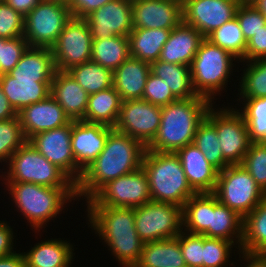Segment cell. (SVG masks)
<instances>
[{"instance_id":"20","label":"cell","mask_w":266,"mask_h":267,"mask_svg":"<svg viewBox=\"0 0 266 267\" xmlns=\"http://www.w3.org/2000/svg\"><path fill=\"white\" fill-rule=\"evenodd\" d=\"M112 127L72 120L71 148L76 165L84 171L102 152Z\"/></svg>"},{"instance_id":"17","label":"cell","mask_w":266,"mask_h":267,"mask_svg":"<svg viewBox=\"0 0 266 267\" xmlns=\"http://www.w3.org/2000/svg\"><path fill=\"white\" fill-rule=\"evenodd\" d=\"M92 39L129 36L133 30L132 0H112L85 17Z\"/></svg>"},{"instance_id":"32","label":"cell","mask_w":266,"mask_h":267,"mask_svg":"<svg viewBox=\"0 0 266 267\" xmlns=\"http://www.w3.org/2000/svg\"><path fill=\"white\" fill-rule=\"evenodd\" d=\"M150 69L166 82L177 99L199 96L193 86L190 66L157 60L150 64Z\"/></svg>"},{"instance_id":"6","label":"cell","mask_w":266,"mask_h":267,"mask_svg":"<svg viewBox=\"0 0 266 267\" xmlns=\"http://www.w3.org/2000/svg\"><path fill=\"white\" fill-rule=\"evenodd\" d=\"M235 58L230 52L204 38L190 65L196 93L212 102V95L220 92V89L222 91L228 82Z\"/></svg>"},{"instance_id":"38","label":"cell","mask_w":266,"mask_h":267,"mask_svg":"<svg viewBox=\"0 0 266 267\" xmlns=\"http://www.w3.org/2000/svg\"><path fill=\"white\" fill-rule=\"evenodd\" d=\"M206 39L230 52L236 59L244 58L247 41L236 16L211 32Z\"/></svg>"},{"instance_id":"57","label":"cell","mask_w":266,"mask_h":267,"mask_svg":"<svg viewBox=\"0 0 266 267\" xmlns=\"http://www.w3.org/2000/svg\"><path fill=\"white\" fill-rule=\"evenodd\" d=\"M50 1H58V2H62L65 4H68L69 0H50Z\"/></svg>"},{"instance_id":"5","label":"cell","mask_w":266,"mask_h":267,"mask_svg":"<svg viewBox=\"0 0 266 267\" xmlns=\"http://www.w3.org/2000/svg\"><path fill=\"white\" fill-rule=\"evenodd\" d=\"M5 183L16 207L36 230L43 228L53 217L56 218L63 205L70 199L75 200L76 196V188H53L25 182Z\"/></svg>"},{"instance_id":"47","label":"cell","mask_w":266,"mask_h":267,"mask_svg":"<svg viewBox=\"0 0 266 267\" xmlns=\"http://www.w3.org/2000/svg\"><path fill=\"white\" fill-rule=\"evenodd\" d=\"M24 35V17L0 0V38L11 39Z\"/></svg>"},{"instance_id":"58","label":"cell","mask_w":266,"mask_h":267,"mask_svg":"<svg viewBox=\"0 0 266 267\" xmlns=\"http://www.w3.org/2000/svg\"><path fill=\"white\" fill-rule=\"evenodd\" d=\"M1 53H2V38H0V60H1Z\"/></svg>"},{"instance_id":"59","label":"cell","mask_w":266,"mask_h":267,"mask_svg":"<svg viewBox=\"0 0 266 267\" xmlns=\"http://www.w3.org/2000/svg\"><path fill=\"white\" fill-rule=\"evenodd\" d=\"M256 0H244V2L248 3V4H253Z\"/></svg>"},{"instance_id":"42","label":"cell","mask_w":266,"mask_h":267,"mask_svg":"<svg viewBox=\"0 0 266 267\" xmlns=\"http://www.w3.org/2000/svg\"><path fill=\"white\" fill-rule=\"evenodd\" d=\"M241 165L266 194V142H251Z\"/></svg>"},{"instance_id":"37","label":"cell","mask_w":266,"mask_h":267,"mask_svg":"<svg viewBox=\"0 0 266 267\" xmlns=\"http://www.w3.org/2000/svg\"><path fill=\"white\" fill-rule=\"evenodd\" d=\"M215 126L205 117L198 125L193 144L219 172L230 164L223 158Z\"/></svg>"},{"instance_id":"56","label":"cell","mask_w":266,"mask_h":267,"mask_svg":"<svg viewBox=\"0 0 266 267\" xmlns=\"http://www.w3.org/2000/svg\"><path fill=\"white\" fill-rule=\"evenodd\" d=\"M253 5L264 15L266 18V0H256Z\"/></svg>"},{"instance_id":"53","label":"cell","mask_w":266,"mask_h":267,"mask_svg":"<svg viewBox=\"0 0 266 267\" xmlns=\"http://www.w3.org/2000/svg\"><path fill=\"white\" fill-rule=\"evenodd\" d=\"M17 116V112L9 103L0 84V121L8 120Z\"/></svg>"},{"instance_id":"27","label":"cell","mask_w":266,"mask_h":267,"mask_svg":"<svg viewBox=\"0 0 266 267\" xmlns=\"http://www.w3.org/2000/svg\"><path fill=\"white\" fill-rule=\"evenodd\" d=\"M134 267H186L179 245V235L144 243L140 258Z\"/></svg>"},{"instance_id":"19","label":"cell","mask_w":266,"mask_h":267,"mask_svg":"<svg viewBox=\"0 0 266 267\" xmlns=\"http://www.w3.org/2000/svg\"><path fill=\"white\" fill-rule=\"evenodd\" d=\"M17 115L27 141L38 133L62 127L72 121L51 95L25 106Z\"/></svg>"},{"instance_id":"41","label":"cell","mask_w":266,"mask_h":267,"mask_svg":"<svg viewBox=\"0 0 266 267\" xmlns=\"http://www.w3.org/2000/svg\"><path fill=\"white\" fill-rule=\"evenodd\" d=\"M26 141L18 115L0 121V161L7 162Z\"/></svg>"},{"instance_id":"44","label":"cell","mask_w":266,"mask_h":267,"mask_svg":"<svg viewBox=\"0 0 266 267\" xmlns=\"http://www.w3.org/2000/svg\"><path fill=\"white\" fill-rule=\"evenodd\" d=\"M235 16L239 21L246 41L266 25V18L253 4L240 3Z\"/></svg>"},{"instance_id":"28","label":"cell","mask_w":266,"mask_h":267,"mask_svg":"<svg viewBox=\"0 0 266 267\" xmlns=\"http://www.w3.org/2000/svg\"><path fill=\"white\" fill-rule=\"evenodd\" d=\"M170 33V29L133 28L128 36L130 57L149 64L159 60Z\"/></svg>"},{"instance_id":"13","label":"cell","mask_w":266,"mask_h":267,"mask_svg":"<svg viewBox=\"0 0 266 267\" xmlns=\"http://www.w3.org/2000/svg\"><path fill=\"white\" fill-rule=\"evenodd\" d=\"M92 35L85 18L71 17L51 47L57 71L69 69L91 60Z\"/></svg>"},{"instance_id":"36","label":"cell","mask_w":266,"mask_h":267,"mask_svg":"<svg viewBox=\"0 0 266 267\" xmlns=\"http://www.w3.org/2000/svg\"><path fill=\"white\" fill-rule=\"evenodd\" d=\"M89 94H95L112 86V71L89 60L67 71Z\"/></svg>"},{"instance_id":"50","label":"cell","mask_w":266,"mask_h":267,"mask_svg":"<svg viewBox=\"0 0 266 267\" xmlns=\"http://www.w3.org/2000/svg\"><path fill=\"white\" fill-rule=\"evenodd\" d=\"M112 0H69L67 6L72 17L85 18Z\"/></svg>"},{"instance_id":"10","label":"cell","mask_w":266,"mask_h":267,"mask_svg":"<svg viewBox=\"0 0 266 267\" xmlns=\"http://www.w3.org/2000/svg\"><path fill=\"white\" fill-rule=\"evenodd\" d=\"M67 4L42 0L24 17V35L29 47L51 48L71 18Z\"/></svg>"},{"instance_id":"35","label":"cell","mask_w":266,"mask_h":267,"mask_svg":"<svg viewBox=\"0 0 266 267\" xmlns=\"http://www.w3.org/2000/svg\"><path fill=\"white\" fill-rule=\"evenodd\" d=\"M129 57L128 36L92 39L91 60L111 71L116 70Z\"/></svg>"},{"instance_id":"49","label":"cell","mask_w":266,"mask_h":267,"mask_svg":"<svg viewBox=\"0 0 266 267\" xmlns=\"http://www.w3.org/2000/svg\"><path fill=\"white\" fill-rule=\"evenodd\" d=\"M266 59V25L247 41L245 55L242 61Z\"/></svg>"},{"instance_id":"22","label":"cell","mask_w":266,"mask_h":267,"mask_svg":"<svg viewBox=\"0 0 266 267\" xmlns=\"http://www.w3.org/2000/svg\"><path fill=\"white\" fill-rule=\"evenodd\" d=\"M52 80L13 78L9 73L0 75L3 92L17 113L25 106L47 98Z\"/></svg>"},{"instance_id":"12","label":"cell","mask_w":266,"mask_h":267,"mask_svg":"<svg viewBox=\"0 0 266 267\" xmlns=\"http://www.w3.org/2000/svg\"><path fill=\"white\" fill-rule=\"evenodd\" d=\"M96 207L135 208L151 201L148 178L141 167L103 185L90 199Z\"/></svg>"},{"instance_id":"1","label":"cell","mask_w":266,"mask_h":267,"mask_svg":"<svg viewBox=\"0 0 266 267\" xmlns=\"http://www.w3.org/2000/svg\"><path fill=\"white\" fill-rule=\"evenodd\" d=\"M146 147L137 139L113 129L104 149L76 183V197L89 200L103 185L142 167Z\"/></svg>"},{"instance_id":"14","label":"cell","mask_w":266,"mask_h":267,"mask_svg":"<svg viewBox=\"0 0 266 267\" xmlns=\"http://www.w3.org/2000/svg\"><path fill=\"white\" fill-rule=\"evenodd\" d=\"M161 123V107L144 99L122 101L113 129L129 135L147 147L155 138Z\"/></svg>"},{"instance_id":"48","label":"cell","mask_w":266,"mask_h":267,"mask_svg":"<svg viewBox=\"0 0 266 267\" xmlns=\"http://www.w3.org/2000/svg\"><path fill=\"white\" fill-rule=\"evenodd\" d=\"M179 245L186 267H203V235L179 234Z\"/></svg>"},{"instance_id":"30","label":"cell","mask_w":266,"mask_h":267,"mask_svg":"<svg viewBox=\"0 0 266 267\" xmlns=\"http://www.w3.org/2000/svg\"><path fill=\"white\" fill-rule=\"evenodd\" d=\"M121 97L113 86L89 95L86 113L82 121L103 124L114 128L121 107Z\"/></svg>"},{"instance_id":"4","label":"cell","mask_w":266,"mask_h":267,"mask_svg":"<svg viewBox=\"0 0 266 267\" xmlns=\"http://www.w3.org/2000/svg\"><path fill=\"white\" fill-rule=\"evenodd\" d=\"M142 168L148 178L151 201L183 207L196 194L176 153L145 150Z\"/></svg>"},{"instance_id":"46","label":"cell","mask_w":266,"mask_h":267,"mask_svg":"<svg viewBox=\"0 0 266 267\" xmlns=\"http://www.w3.org/2000/svg\"><path fill=\"white\" fill-rule=\"evenodd\" d=\"M142 99L159 107H164L178 100L166 82L152 72H150L147 78Z\"/></svg>"},{"instance_id":"51","label":"cell","mask_w":266,"mask_h":267,"mask_svg":"<svg viewBox=\"0 0 266 267\" xmlns=\"http://www.w3.org/2000/svg\"><path fill=\"white\" fill-rule=\"evenodd\" d=\"M13 229L7 225V222L0 221V258L11 255L13 248ZM13 251V252H12Z\"/></svg>"},{"instance_id":"8","label":"cell","mask_w":266,"mask_h":267,"mask_svg":"<svg viewBox=\"0 0 266 267\" xmlns=\"http://www.w3.org/2000/svg\"><path fill=\"white\" fill-rule=\"evenodd\" d=\"M213 194L242 218L252 212L266 195L241 164L229 165L218 173Z\"/></svg>"},{"instance_id":"34","label":"cell","mask_w":266,"mask_h":267,"mask_svg":"<svg viewBox=\"0 0 266 267\" xmlns=\"http://www.w3.org/2000/svg\"><path fill=\"white\" fill-rule=\"evenodd\" d=\"M211 212H214V194H194L183 206L185 233L203 235L210 227Z\"/></svg>"},{"instance_id":"55","label":"cell","mask_w":266,"mask_h":267,"mask_svg":"<svg viewBox=\"0 0 266 267\" xmlns=\"http://www.w3.org/2000/svg\"><path fill=\"white\" fill-rule=\"evenodd\" d=\"M244 260L248 262L247 267H266V254L242 252Z\"/></svg>"},{"instance_id":"39","label":"cell","mask_w":266,"mask_h":267,"mask_svg":"<svg viewBox=\"0 0 266 267\" xmlns=\"http://www.w3.org/2000/svg\"><path fill=\"white\" fill-rule=\"evenodd\" d=\"M244 100L246 103L240 113L247 124L251 142H266V97Z\"/></svg>"},{"instance_id":"52","label":"cell","mask_w":266,"mask_h":267,"mask_svg":"<svg viewBox=\"0 0 266 267\" xmlns=\"http://www.w3.org/2000/svg\"><path fill=\"white\" fill-rule=\"evenodd\" d=\"M15 11L25 17L32 11L42 0H3Z\"/></svg>"},{"instance_id":"3","label":"cell","mask_w":266,"mask_h":267,"mask_svg":"<svg viewBox=\"0 0 266 267\" xmlns=\"http://www.w3.org/2000/svg\"><path fill=\"white\" fill-rule=\"evenodd\" d=\"M213 103L202 96L178 99L161 107L158 132L146 150L176 153L194 142L198 125Z\"/></svg>"},{"instance_id":"9","label":"cell","mask_w":266,"mask_h":267,"mask_svg":"<svg viewBox=\"0 0 266 267\" xmlns=\"http://www.w3.org/2000/svg\"><path fill=\"white\" fill-rule=\"evenodd\" d=\"M135 228L146 242L177 237L183 230V207L150 201L134 208Z\"/></svg>"},{"instance_id":"26","label":"cell","mask_w":266,"mask_h":267,"mask_svg":"<svg viewBox=\"0 0 266 267\" xmlns=\"http://www.w3.org/2000/svg\"><path fill=\"white\" fill-rule=\"evenodd\" d=\"M56 71L51 48L28 47L9 74L13 78L53 79Z\"/></svg>"},{"instance_id":"11","label":"cell","mask_w":266,"mask_h":267,"mask_svg":"<svg viewBox=\"0 0 266 267\" xmlns=\"http://www.w3.org/2000/svg\"><path fill=\"white\" fill-rule=\"evenodd\" d=\"M209 108L206 118L215 126L223 158L230 164H242L251 140L247 124L239 110Z\"/></svg>"},{"instance_id":"24","label":"cell","mask_w":266,"mask_h":267,"mask_svg":"<svg viewBox=\"0 0 266 267\" xmlns=\"http://www.w3.org/2000/svg\"><path fill=\"white\" fill-rule=\"evenodd\" d=\"M50 95L60 104L71 120H83L89 94L68 72L56 71L51 82Z\"/></svg>"},{"instance_id":"16","label":"cell","mask_w":266,"mask_h":267,"mask_svg":"<svg viewBox=\"0 0 266 267\" xmlns=\"http://www.w3.org/2000/svg\"><path fill=\"white\" fill-rule=\"evenodd\" d=\"M183 21L204 38L235 17L236 9L244 1L232 0H182Z\"/></svg>"},{"instance_id":"25","label":"cell","mask_w":266,"mask_h":267,"mask_svg":"<svg viewBox=\"0 0 266 267\" xmlns=\"http://www.w3.org/2000/svg\"><path fill=\"white\" fill-rule=\"evenodd\" d=\"M150 72L148 62L129 57L112 71V86L122 101L142 99Z\"/></svg>"},{"instance_id":"2","label":"cell","mask_w":266,"mask_h":267,"mask_svg":"<svg viewBox=\"0 0 266 267\" xmlns=\"http://www.w3.org/2000/svg\"><path fill=\"white\" fill-rule=\"evenodd\" d=\"M86 201L95 233L108 244L120 265L134 267L144 246L135 228L134 208L96 207L90 200Z\"/></svg>"},{"instance_id":"45","label":"cell","mask_w":266,"mask_h":267,"mask_svg":"<svg viewBox=\"0 0 266 267\" xmlns=\"http://www.w3.org/2000/svg\"><path fill=\"white\" fill-rule=\"evenodd\" d=\"M28 47L29 45L23 36L11 39L2 38L0 75L8 74L19 62Z\"/></svg>"},{"instance_id":"54","label":"cell","mask_w":266,"mask_h":267,"mask_svg":"<svg viewBox=\"0 0 266 267\" xmlns=\"http://www.w3.org/2000/svg\"><path fill=\"white\" fill-rule=\"evenodd\" d=\"M0 267H26L24 255L15 251L11 255L0 258Z\"/></svg>"},{"instance_id":"21","label":"cell","mask_w":266,"mask_h":267,"mask_svg":"<svg viewBox=\"0 0 266 267\" xmlns=\"http://www.w3.org/2000/svg\"><path fill=\"white\" fill-rule=\"evenodd\" d=\"M176 154L191 188L196 193H213L219 171L208 163L202 152L192 143L179 149Z\"/></svg>"},{"instance_id":"23","label":"cell","mask_w":266,"mask_h":267,"mask_svg":"<svg viewBox=\"0 0 266 267\" xmlns=\"http://www.w3.org/2000/svg\"><path fill=\"white\" fill-rule=\"evenodd\" d=\"M203 39L198 30L182 21L171 30L159 60L190 66Z\"/></svg>"},{"instance_id":"29","label":"cell","mask_w":266,"mask_h":267,"mask_svg":"<svg viewBox=\"0 0 266 267\" xmlns=\"http://www.w3.org/2000/svg\"><path fill=\"white\" fill-rule=\"evenodd\" d=\"M72 246L63 240L52 239L38 243L23 253L26 267H69L73 259Z\"/></svg>"},{"instance_id":"15","label":"cell","mask_w":266,"mask_h":267,"mask_svg":"<svg viewBox=\"0 0 266 267\" xmlns=\"http://www.w3.org/2000/svg\"><path fill=\"white\" fill-rule=\"evenodd\" d=\"M72 121L62 127L38 133L28 141L49 162L61 169L75 184L83 171L76 165L71 148Z\"/></svg>"},{"instance_id":"40","label":"cell","mask_w":266,"mask_h":267,"mask_svg":"<svg viewBox=\"0 0 266 267\" xmlns=\"http://www.w3.org/2000/svg\"><path fill=\"white\" fill-rule=\"evenodd\" d=\"M240 82V96L246 98L266 97V59L250 61ZM242 83V84H241Z\"/></svg>"},{"instance_id":"18","label":"cell","mask_w":266,"mask_h":267,"mask_svg":"<svg viewBox=\"0 0 266 267\" xmlns=\"http://www.w3.org/2000/svg\"><path fill=\"white\" fill-rule=\"evenodd\" d=\"M182 21V0H132L133 28L172 30Z\"/></svg>"},{"instance_id":"7","label":"cell","mask_w":266,"mask_h":267,"mask_svg":"<svg viewBox=\"0 0 266 267\" xmlns=\"http://www.w3.org/2000/svg\"><path fill=\"white\" fill-rule=\"evenodd\" d=\"M6 182L34 183L53 188H76V184L55 164L49 162L29 141L9 159Z\"/></svg>"},{"instance_id":"31","label":"cell","mask_w":266,"mask_h":267,"mask_svg":"<svg viewBox=\"0 0 266 267\" xmlns=\"http://www.w3.org/2000/svg\"><path fill=\"white\" fill-rule=\"evenodd\" d=\"M203 236L237 242L239 249L243 236V218L219 202L214 195V212H211L210 227ZM234 237L238 238L236 242Z\"/></svg>"},{"instance_id":"43","label":"cell","mask_w":266,"mask_h":267,"mask_svg":"<svg viewBox=\"0 0 266 267\" xmlns=\"http://www.w3.org/2000/svg\"><path fill=\"white\" fill-rule=\"evenodd\" d=\"M233 242L203 236V267H223L228 263Z\"/></svg>"},{"instance_id":"33","label":"cell","mask_w":266,"mask_h":267,"mask_svg":"<svg viewBox=\"0 0 266 267\" xmlns=\"http://www.w3.org/2000/svg\"><path fill=\"white\" fill-rule=\"evenodd\" d=\"M240 253L266 254V195L259 205L243 218Z\"/></svg>"}]
</instances>
